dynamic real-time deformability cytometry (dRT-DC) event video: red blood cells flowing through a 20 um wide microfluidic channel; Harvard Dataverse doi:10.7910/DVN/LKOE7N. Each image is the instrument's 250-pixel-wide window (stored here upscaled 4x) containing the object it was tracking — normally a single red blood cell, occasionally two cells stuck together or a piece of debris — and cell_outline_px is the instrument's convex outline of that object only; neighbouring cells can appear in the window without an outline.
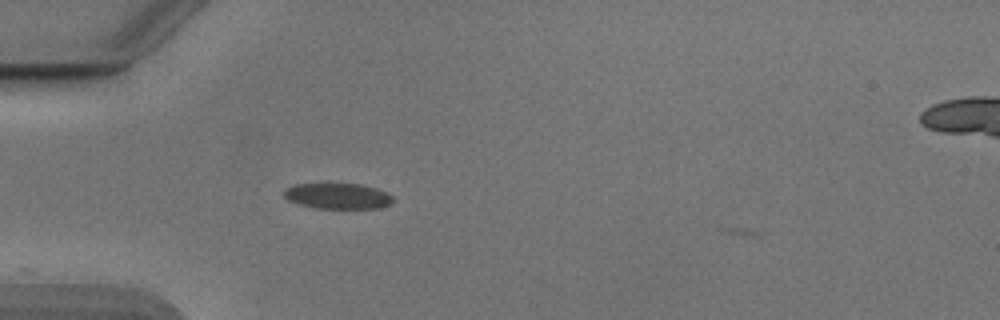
{"species": "Egyptian fruit bat (a non-hibernating species)", "species_latin": "Rousettus aegyptiacus", "temperature_condition": "cold", "stored_images_in_passage": 37, "camera_frame_rate_fps": 3000, "um_per_image_px": 0.085, "animal": {"sex": "male"}, "frame": {"image": 1, "passage_image": 1, "time_ms": 0.0, "image_size_px": [1000, 320], "cell_outline_px": [[396, 200], [392, 204], [380, 208], [316, 208], [300, 204], [288, 200], [284, 196], [284, 192], [288, 188], [296, 184], [360, 184], [376, 188], [392, 196]], "centroid_in_image_um": [28.77, 16.67], "position_along_channel_um": 56.2, "area_um2": 16.18}}
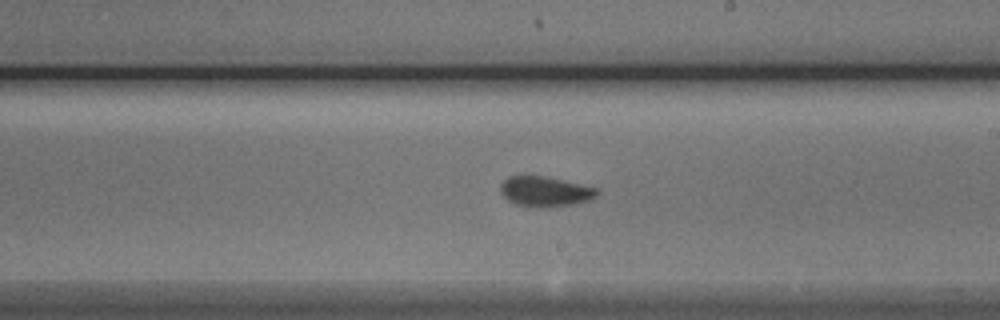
{"frame": {"image": 2, "passage_image": 16, "time_ms": 5.0, "image_size_px": [1000, 320], "cell_outline_px": [[600, 192], [596, 196], [588, 200], [576, 204], [548, 208], [528, 208], [516, 204], [508, 200], [500, 192], [500, 184], [508, 176], [544, 176], [600, 188]], "centroid_in_image_um": [46.35, 16.3], "position_along_channel_um": 242.7, "area_um2": 17.34}}
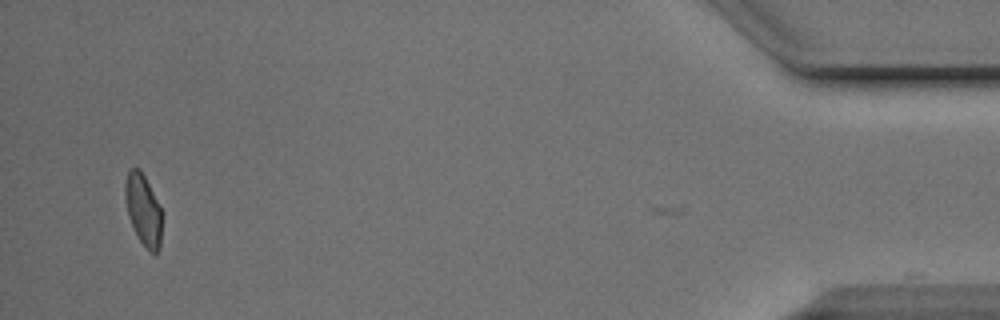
{"frame": {"image": 3, "passage_image": 36, "time_ms": 11.667, "image_size_px": [1000, 320], "cell_outline_px": [[160, 248], [156, 252], [148, 252], [140, 240], [128, 216], [124, 192], [124, 184], [128, 172], [132, 168], [140, 168], [160, 208]], "centroid_in_image_um": [12.14, 17.82], "position_along_channel_um": 423.1, "area_um2": 14.74}, "authors_computed_cell_mechanics": {"area_um2": 16.2418, "velocity_mm_per_s": 3.8902, "shape_relaxation_time_tau1_ms": 2.8118, "shape_relaxation_time_tau2_ms": 1.4297, "deformation_change_tau1": 0.1067, "deformation_change_tau2": 0.0517}}